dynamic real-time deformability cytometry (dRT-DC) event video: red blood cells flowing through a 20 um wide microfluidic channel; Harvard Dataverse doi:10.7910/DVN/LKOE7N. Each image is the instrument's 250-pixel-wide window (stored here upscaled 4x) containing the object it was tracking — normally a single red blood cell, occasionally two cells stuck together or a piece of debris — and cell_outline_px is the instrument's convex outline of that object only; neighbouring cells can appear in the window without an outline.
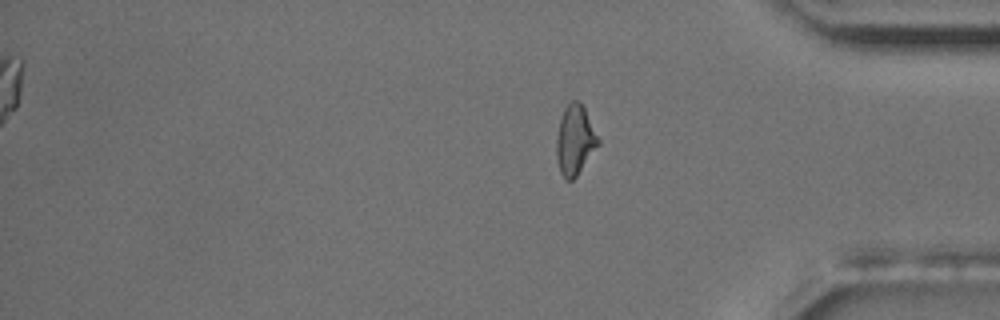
{"species": "common noctule bat (a hibernating species)", "species_latin": "Nyctalus noctula", "temperature_condition": "room temperature", "stored_images_in_passage": 13, "camera_frame_rate_fps": 3000, "um_per_image_px": 0.085, "animal": {"sex": "male", "body_mass_g": 17.5, "forearm_length_mm": 52.3}, "frame": {"image": 1, "passage_image": 13, "time_ms": 15.667, "image_size_px": [1000, 320], "cell_outline_px": [[600, 144], [576, 176], [572, 180], [564, 180], [560, 172], [556, 156], [556, 136], [560, 120], [564, 108], [572, 100], [580, 100], [600, 140]], "centroid_in_image_um": [48.86, 11.91], "position_along_channel_um": 386.3, "area_um2": 16.99}}